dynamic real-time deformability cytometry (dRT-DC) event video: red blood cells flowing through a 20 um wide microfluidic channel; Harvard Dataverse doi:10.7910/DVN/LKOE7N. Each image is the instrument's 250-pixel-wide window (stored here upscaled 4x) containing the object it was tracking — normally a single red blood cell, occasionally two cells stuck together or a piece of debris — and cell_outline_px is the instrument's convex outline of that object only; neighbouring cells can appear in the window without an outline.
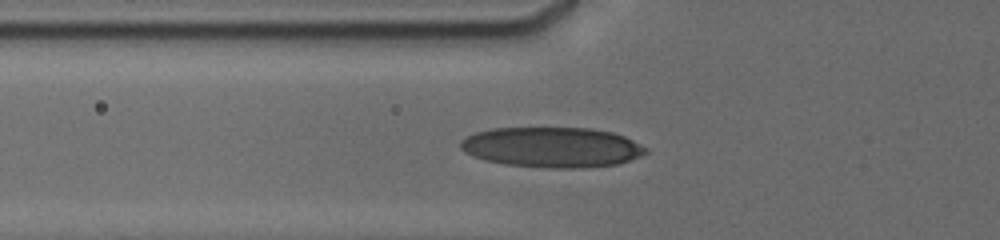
{"species": "human", "species_latin": "Homo sapiens", "temperature_condition": "cold", "stored_images_in_passage": 41, "camera_frame_rate_fps": 3000, "um_per_image_px": 0.085, "donor": {"sex": "male"}, "frame": {"image": 1, "passage_image": 6, "time_ms": 2.333, "image_size_px": [1000, 240], "cell_outline_px": [[648, 152], [640, 156], [616, 164], [576, 168], [548, 168], [504, 164], [484, 160], [464, 152], [460, 148], [460, 140], [464, 136], [476, 132], [492, 128], [592, 128], [612, 132], [624, 136], [648, 148]], "centroid_in_image_um": [46.88, 12.51], "position_along_channel_um": 78.9, "area_um2": 43.52}}
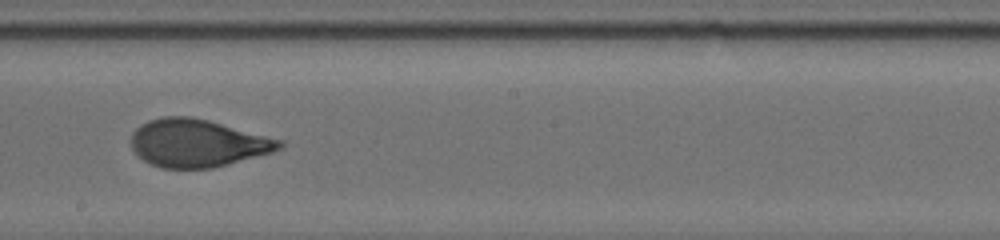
{"frame": {"image": 2, "passage_image": 14, "time_ms": 6.333, "image_size_px": [1000, 240], "cell_outline_px": [[284, 144], [280, 148], [272, 152], [212, 168], [160, 168], [136, 156], [132, 148], [132, 132], [140, 124], [148, 120], [164, 116], [192, 116], [208, 120], [284, 140]], "centroid_in_image_um": [16.76, 12.15], "position_along_channel_um": 231.4, "area_um2": 41.27}}
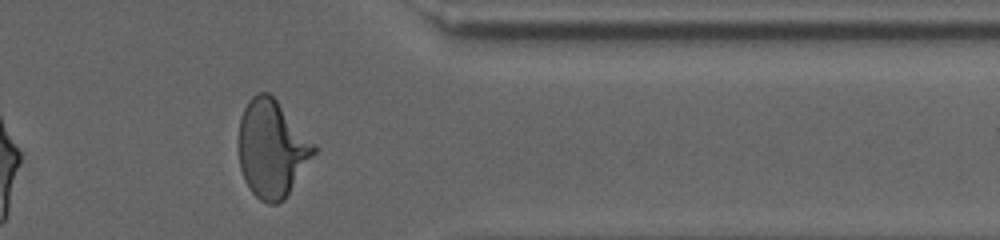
{"frame": {"image": 3, "passage_image": 34, "time_ms": 10.667, "image_size_px": [1000, 240], "cell_outline_px": [[320, 148], [284, 200], [276, 204], [268, 204], [260, 200], [252, 192], [244, 180], [240, 168], [236, 144], [240, 120], [244, 108], [248, 100], [256, 92], [268, 92], [276, 100]], "centroid_in_image_um": [23.1, 12.64], "position_along_channel_um": 388.3, "area_um2": 43.41}, "authors_computed_cell_mechanics": {"area_um2": 40.8068, "velocity_mm_per_s": 3.7926, "shape_relaxation_time_tau1_ms": 4.1779, "shape_relaxation_time_tau2_ms": 0.7173, "deformation_change_tau1": 0.1863, "deformation_change_tau2": 0.0718}}